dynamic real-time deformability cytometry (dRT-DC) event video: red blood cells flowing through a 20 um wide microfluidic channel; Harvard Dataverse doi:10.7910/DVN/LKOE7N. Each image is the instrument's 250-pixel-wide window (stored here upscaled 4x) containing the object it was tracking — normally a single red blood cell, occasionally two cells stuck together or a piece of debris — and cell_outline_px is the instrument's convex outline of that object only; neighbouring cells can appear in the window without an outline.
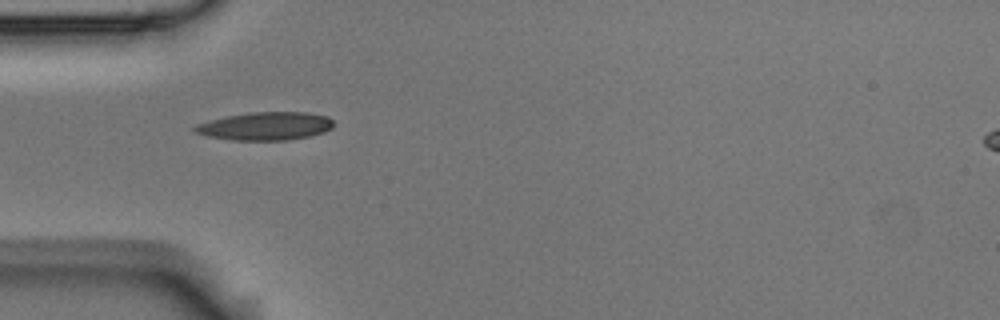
{"species": "Egyptian fruit bat (a non-hibernating species)", "species_latin": "Rousettus aegyptiacus", "temperature_condition": "room temperature", "stored_images_in_passage": 3, "camera_frame_rate_fps": 3000, "um_per_image_px": 0.085, "animal": {"sex": "male"}, "frame": {"image": 1, "passage_image": 1, "time_ms": 0.0, "image_size_px": [1000, 320], "cell_outline_px": [[332, 128], [324, 132], [312, 136], [288, 140], [232, 140], [208, 136], [196, 132], [192, 128], [196, 124], [208, 120], [248, 112], [308, 112], [328, 116], [332, 120]], "centroid_in_image_um": [22.58, 10.72], "position_along_channel_um": 62.4, "area_um2": 22.83}}
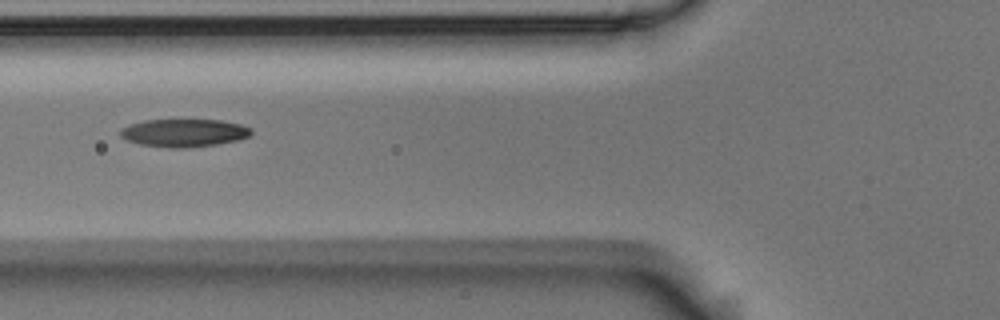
{"frame": {"image": 2, "passage_image": 2, "time_ms": 0.333, "image_size_px": [1000, 320], "cell_outline_px": [[252, 132], [248, 136], [236, 140], [216, 144], [188, 148], [168, 148], [140, 144], [124, 140], [120, 136], [120, 128], [128, 124], [144, 120], [220, 120], [240, 124], [252, 128]], "centroid_in_image_um": [15.58, 11.29], "position_along_channel_um": 110.2, "area_um2": 21.39}}
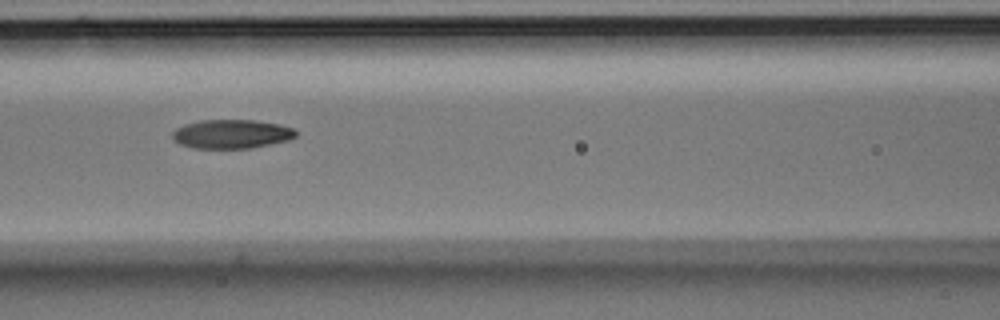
{"frame": {"image": 3, "passage_image": 3, "time_ms": 0.667, "image_size_px": [1000, 320], "cell_outline_px": [[296, 136], [288, 140], [252, 148], [192, 148], [180, 144], [172, 140], [172, 132], [176, 128], [184, 124], [200, 120], [252, 120], [280, 124], [292, 128], [296, 132]], "centroid_in_image_um": [19.64, 11.39], "position_along_channel_um": 147.0, "area_um2": 20.87}}